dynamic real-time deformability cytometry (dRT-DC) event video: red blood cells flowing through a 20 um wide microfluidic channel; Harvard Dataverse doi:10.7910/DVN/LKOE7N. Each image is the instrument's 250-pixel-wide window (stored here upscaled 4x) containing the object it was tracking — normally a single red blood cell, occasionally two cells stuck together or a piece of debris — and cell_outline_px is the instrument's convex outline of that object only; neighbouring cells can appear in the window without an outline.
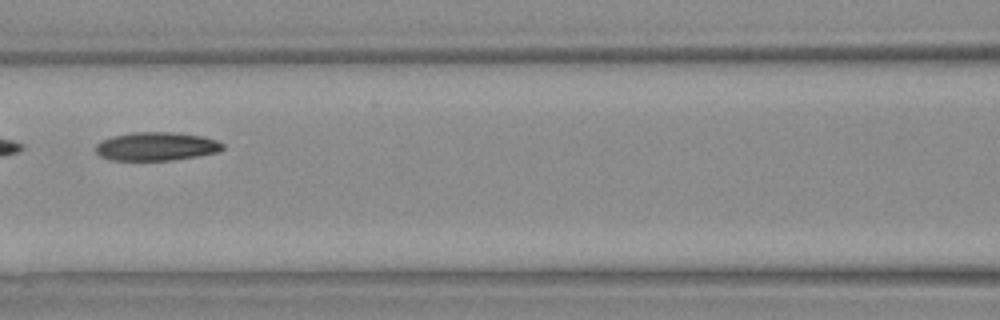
{"species": "Egyptian fruit bat (a non-hibernating species)", "species_latin": "Rousettus aegyptiacus", "temperature_condition": "warm", "stored_images_in_passage": 22, "camera_frame_rate_fps": 3000, "um_per_image_px": 0.085, "animal": {"sex": "female"}, "frame": {"image": 1, "passage_image": 7, "time_ms": 2.0, "image_size_px": [1000, 320], "cell_outline_px": [[224, 148], [216, 152], [196, 156], [172, 160], [108, 160], [100, 156], [96, 152], [96, 144], [100, 140], [112, 136], [132, 132], [172, 132], [204, 136], [216, 140], [224, 144]], "centroid_in_image_um": [13.25, 12.44], "position_along_channel_um": 153.3, "area_um2": 21.15}}